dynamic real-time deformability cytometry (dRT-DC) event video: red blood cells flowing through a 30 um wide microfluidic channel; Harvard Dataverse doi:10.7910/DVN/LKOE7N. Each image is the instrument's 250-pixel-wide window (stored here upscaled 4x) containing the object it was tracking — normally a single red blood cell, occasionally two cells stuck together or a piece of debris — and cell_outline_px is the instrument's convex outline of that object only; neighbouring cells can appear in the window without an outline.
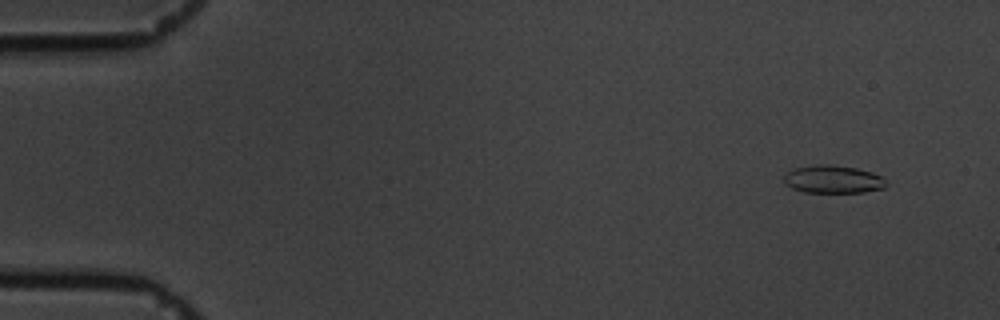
{"species": "common noctule bat (a hibernating species)", "species_latin": "Nyctalus noctula", "temperature_condition": "cold", "stored_images_in_passage": 31, "camera_frame_rate_fps": 3000, "um_per_image_px": 0.085, "animal": {"sex": "male", "body_mass_g": 19.5, "forearm_length_mm": 54.6}, "frame": {"image": 1, "passage_image": 1, "time_ms": 0.0, "image_size_px": [1000, 320], "cell_outline_px": [[888, 184], [884, 188], [864, 192], [804, 192], [792, 188], [784, 184], [784, 176], [792, 168], [816, 164], [828, 164], [856, 168], [872, 172], [880, 176]], "centroid_in_image_um": [70.78, 15.24], "position_along_channel_um": 14.2, "area_um2": 16.65}}
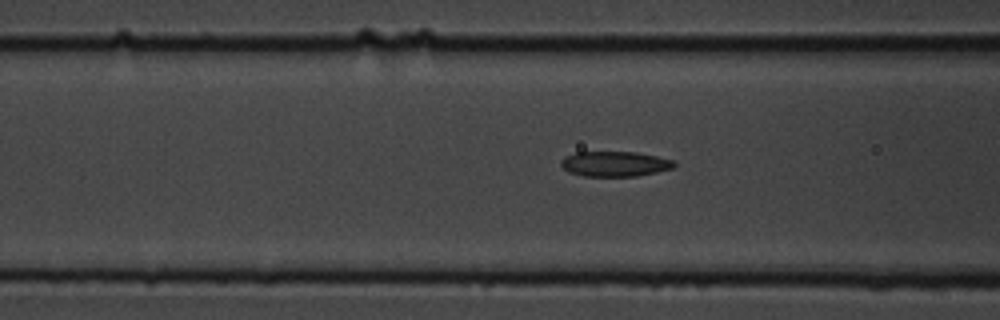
{"frame": {"image": 2, "passage_image": 20, "time_ms": 6.333, "image_size_px": [1000, 320], "cell_outline_px": [[676, 164], [672, 168], [656, 172], [636, 176], [584, 176], [568, 172], [560, 164], [560, 160], [564, 156], [576, 152], [636, 152], [676, 160]], "centroid_in_image_um": [52.25, 13.92], "position_along_channel_um": 114.4, "area_um2": 16.65}}
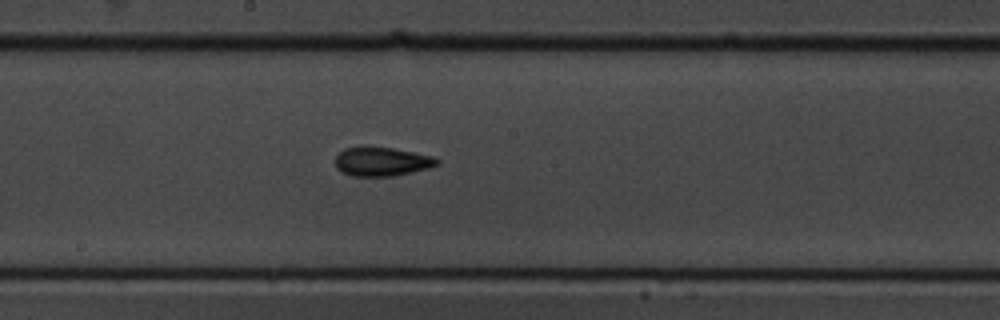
{"frame": {"image": 3, "passage_image": 29, "time_ms": 9.333, "image_size_px": [1000, 320], "cell_outline_px": [[440, 164], [428, 168], [412, 172], [392, 176], [352, 176], [340, 172], [336, 168], [336, 156], [344, 148], [368, 144], [392, 148], [432, 156], [440, 160]], "centroid_in_image_um": [32.41, 13.71], "position_along_channel_um": 215.8, "area_um2": 17.57}}